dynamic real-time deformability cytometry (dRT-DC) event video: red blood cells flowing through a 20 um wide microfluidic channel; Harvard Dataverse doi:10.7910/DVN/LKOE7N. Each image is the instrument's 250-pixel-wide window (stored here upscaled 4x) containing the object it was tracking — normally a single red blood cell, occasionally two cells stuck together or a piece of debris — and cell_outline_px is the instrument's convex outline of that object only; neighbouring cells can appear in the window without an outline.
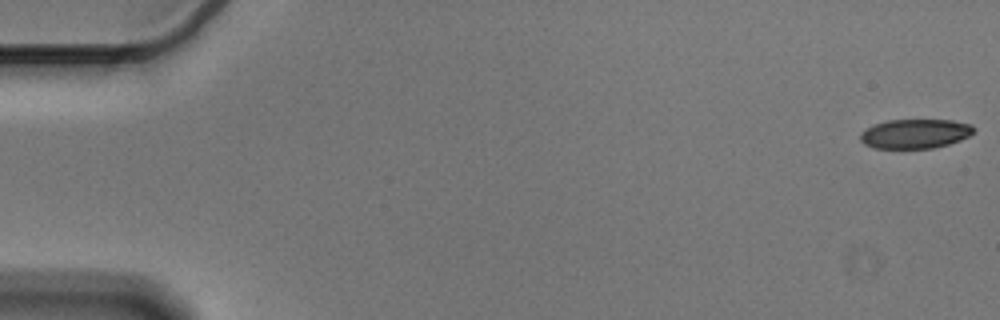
{"species": "Egyptian fruit bat (a non-hibernating species)", "species_latin": "Rousettus aegyptiacus", "temperature_condition": "cold", "stored_images_in_passage": 56, "camera_frame_rate_fps": 3000, "um_per_image_px": 0.085, "animal": {"sex": "male"}, "frame": {"image": 1, "passage_image": 1, "time_ms": 0.0, "image_size_px": [1000, 320], "cell_outline_px": [[976, 128], [968, 136], [960, 140], [948, 144], [932, 148], [872, 148], [864, 144], [860, 140], [860, 132], [872, 124], [888, 120], [952, 120], [972, 124]], "centroid_in_image_um": [77.75, 11.36], "position_along_channel_um": 7.2, "area_um2": 19.54}}
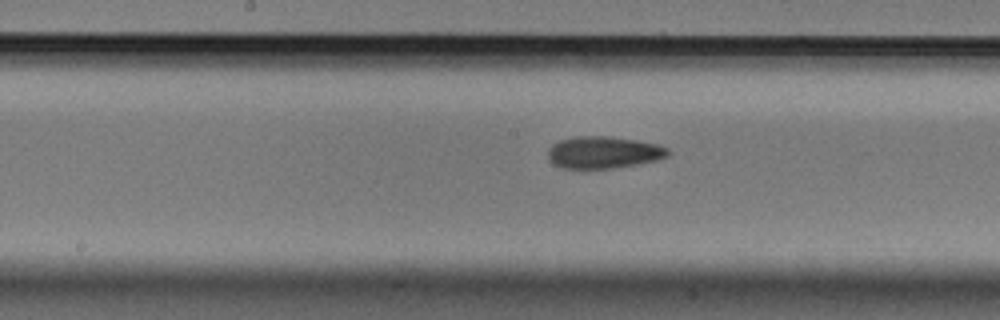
{"frame": {"image": 2, "passage_image": 29, "time_ms": 9.333, "image_size_px": [1000, 320], "cell_outline_px": [[668, 156], [656, 160], [636, 164], [612, 168], [564, 168], [548, 160], [548, 148], [552, 144], [560, 140], [576, 136], [604, 136], [632, 140], [656, 144], [668, 148]], "centroid_in_image_um": [51.26, 12.95], "position_along_channel_um": 196.9, "area_um2": 22.02}}
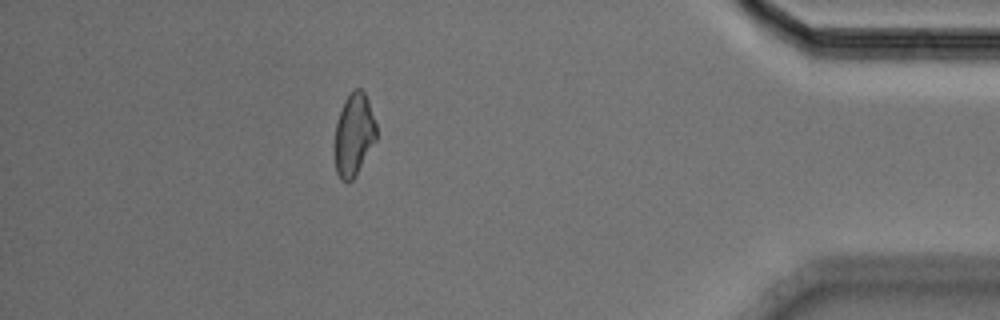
{"frame": {"image": 3, "passage_image": 50, "time_ms": 16.333, "image_size_px": [1000, 320], "cell_outline_px": [[376, 140], [356, 176], [352, 180], [340, 180], [336, 172], [332, 144], [336, 124], [344, 100], [356, 88], [360, 88], [364, 92], [368, 100], [376, 124]], "centroid_in_image_um": [30.04, 11.49], "position_along_channel_um": 405.2, "area_um2": 20.35}, "authors_computed_cell_mechanics": {"area_um2": 21.2126, "velocity_mm_per_s": 3.5911, "shape_relaxation_time_tau1_ms": 10.8784, "shape_relaxation_time_tau2_ms": 6.0656, "deformation_change_tau1": 0.1746, "deformation_change_tau2": 0.146}}